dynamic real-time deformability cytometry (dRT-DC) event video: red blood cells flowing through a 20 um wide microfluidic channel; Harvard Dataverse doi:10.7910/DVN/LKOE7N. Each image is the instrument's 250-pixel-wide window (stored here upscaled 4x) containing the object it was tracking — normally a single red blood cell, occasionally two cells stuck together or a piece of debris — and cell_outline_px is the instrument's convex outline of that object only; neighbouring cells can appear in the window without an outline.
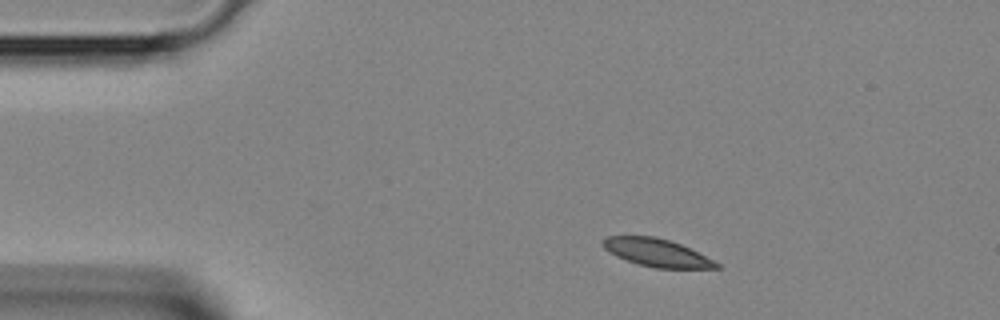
{"species": "Egyptian fruit bat (a non-hibernating species)", "species_latin": "Rousettus aegyptiacus", "temperature_condition": "room temperature", "stored_images_in_passage": 2, "segment_of_instrument_passage": [2, 2], "camera_frame_rate_fps": 3000, "um_per_image_px": 0.085, "animal": {"sex": "female"}, "frame": {"image": 1, "passage_image": 2, "time_ms": 0.333, "image_size_px": [1000, 320], "cell_outline_px": [[720, 268], [656, 268], [640, 264], [616, 256], [608, 252], [600, 244], [600, 240], [608, 236], [652, 236], [668, 240], [680, 244], [720, 264]], "centroid_in_image_um": [55.75, 21.47], "position_along_channel_um": 29.2, "area_um2": 18.09}}